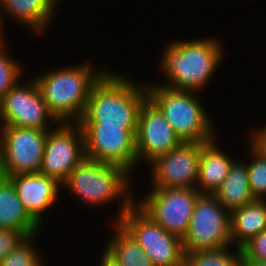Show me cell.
<instances>
[{
	"label": "cell",
	"instance_id": "6da1fadb",
	"mask_svg": "<svg viewBox=\"0 0 266 266\" xmlns=\"http://www.w3.org/2000/svg\"><path fill=\"white\" fill-rule=\"evenodd\" d=\"M221 43L209 36L169 41L159 61V68L166 78L160 84L174 90L201 93L225 57Z\"/></svg>",
	"mask_w": 266,
	"mask_h": 266
},
{
	"label": "cell",
	"instance_id": "7a4b0ae2",
	"mask_svg": "<svg viewBox=\"0 0 266 266\" xmlns=\"http://www.w3.org/2000/svg\"><path fill=\"white\" fill-rule=\"evenodd\" d=\"M108 70L93 86L78 123H102L137 129L140 107L147 99L146 84Z\"/></svg>",
	"mask_w": 266,
	"mask_h": 266
},
{
	"label": "cell",
	"instance_id": "3957f363",
	"mask_svg": "<svg viewBox=\"0 0 266 266\" xmlns=\"http://www.w3.org/2000/svg\"><path fill=\"white\" fill-rule=\"evenodd\" d=\"M85 61L75 66L49 70L34 76L49 112L59 122H79L93 86L109 68H98Z\"/></svg>",
	"mask_w": 266,
	"mask_h": 266
},
{
	"label": "cell",
	"instance_id": "277c9868",
	"mask_svg": "<svg viewBox=\"0 0 266 266\" xmlns=\"http://www.w3.org/2000/svg\"><path fill=\"white\" fill-rule=\"evenodd\" d=\"M132 175L123 167L84 158L61 185L67 192L80 199L84 206L105 207L114 200H121L115 222L132 206L135 197L131 192ZM73 193V194H72ZM134 197V198H132ZM134 199V200H133ZM108 203V204H107Z\"/></svg>",
	"mask_w": 266,
	"mask_h": 266
},
{
	"label": "cell",
	"instance_id": "5b68a950",
	"mask_svg": "<svg viewBox=\"0 0 266 266\" xmlns=\"http://www.w3.org/2000/svg\"><path fill=\"white\" fill-rule=\"evenodd\" d=\"M145 83L147 98L160 110L182 142L207 143L216 138V126L199 100V92L174 90L158 82Z\"/></svg>",
	"mask_w": 266,
	"mask_h": 266
},
{
	"label": "cell",
	"instance_id": "8992f818",
	"mask_svg": "<svg viewBox=\"0 0 266 266\" xmlns=\"http://www.w3.org/2000/svg\"><path fill=\"white\" fill-rule=\"evenodd\" d=\"M147 252L154 266H183L182 239L164 230L135 203L117 222Z\"/></svg>",
	"mask_w": 266,
	"mask_h": 266
},
{
	"label": "cell",
	"instance_id": "52a82bcc",
	"mask_svg": "<svg viewBox=\"0 0 266 266\" xmlns=\"http://www.w3.org/2000/svg\"><path fill=\"white\" fill-rule=\"evenodd\" d=\"M232 247L230 212L213 194H200L182 238L184 253Z\"/></svg>",
	"mask_w": 266,
	"mask_h": 266
},
{
	"label": "cell",
	"instance_id": "ba28073f",
	"mask_svg": "<svg viewBox=\"0 0 266 266\" xmlns=\"http://www.w3.org/2000/svg\"><path fill=\"white\" fill-rule=\"evenodd\" d=\"M84 134L85 157L123 167L132 174L137 167L136 131L102 123H79ZM132 171V172H131Z\"/></svg>",
	"mask_w": 266,
	"mask_h": 266
},
{
	"label": "cell",
	"instance_id": "9c48e42d",
	"mask_svg": "<svg viewBox=\"0 0 266 266\" xmlns=\"http://www.w3.org/2000/svg\"><path fill=\"white\" fill-rule=\"evenodd\" d=\"M134 203L164 230L181 239L192 217L197 189L151 188Z\"/></svg>",
	"mask_w": 266,
	"mask_h": 266
},
{
	"label": "cell",
	"instance_id": "30bf717a",
	"mask_svg": "<svg viewBox=\"0 0 266 266\" xmlns=\"http://www.w3.org/2000/svg\"><path fill=\"white\" fill-rule=\"evenodd\" d=\"M47 133L40 173L63 184L85 157L83 130L78 122H62Z\"/></svg>",
	"mask_w": 266,
	"mask_h": 266
},
{
	"label": "cell",
	"instance_id": "8fae6325",
	"mask_svg": "<svg viewBox=\"0 0 266 266\" xmlns=\"http://www.w3.org/2000/svg\"><path fill=\"white\" fill-rule=\"evenodd\" d=\"M20 82L21 80L0 100V126L50 131L52 125L59 122L49 112L36 81L29 79L28 83Z\"/></svg>",
	"mask_w": 266,
	"mask_h": 266
},
{
	"label": "cell",
	"instance_id": "7c38bea8",
	"mask_svg": "<svg viewBox=\"0 0 266 266\" xmlns=\"http://www.w3.org/2000/svg\"><path fill=\"white\" fill-rule=\"evenodd\" d=\"M201 143L182 142L155 158L150 168L152 188L196 189Z\"/></svg>",
	"mask_w": 266,
	"mask_h": 266
},
{
	"label": "cell",
	"instance_id": "4fadbf2b",
	"mask_svg": "<svg viewBox=\"0 0 266 266\" xmlns=\"http://www.w3.org/2000/svg\"><path fill=\"white\" fill-rule=\"evenodd\" d=\"M8 176L39 173L49 130L0 126Z\"/></svg>",
	"mask_w": 266,
	"mask_h": 266
},
{
	"label": "cell",
	"instance_id": "5bb4252c",
	"mask_svg": "<svg viewBox=\"0 0 266 266\" xmlns=\"http://www.w3.org/2000/svg\"><path fill=\"white\" fill-rule=\"evenodd\" d=\"M135 137L138 164L140 160L149 164L182 143L160 110L148 98L140 107Z\"/></svg>",
	"mask_w": 266,
	"mask_h": 266
},
{
	"label": "cell",
	"instance_id": "9a60e30c",
	"mask_svg": "<svg viewBox=\"0 0 266 266\" xmlns=\"http://www.w3.org/2000/svg\"><path fill=\"white\" fill-rule=\"evenodd\" d=\"M7 178L14 185L18 198L29 216L39 226L42 225L43 214L49 210L48 208L51 209V206L59 199L61 184L40 172L18 174Z\"/></svg>",
	"mask_w": 266,
	"mask_h": 266
},
{
	"label": "cell",
	"instance_id": "2e32d148",
	"mask_svg": "<svg viewBox=\"0 0 266 266\" xmlns=\"http://www.w3.org/2000/svg\"><path fill=\"white\" fill-rule=\"evenodd\" d=\"M60 2L61 0H0L1 24L4 23L3 16L6 13L14 22L18 21L20 25L26 26L33 32L31 34L42 35L50 27L53 15L57 14L55 12L60 10Z\"/></svg>",
	"mask_w": 266,
	"mask_h": 266
},
{
	"label": "cell",
	"instance_id": "e0dca14e",
	"mask_svg": "<svg viewBox=\"0 0 266 266\" xmlns=\"http://www.w3.org/2000/svg\"><path fill=\"white\" fill-rule=\"evenodd\" d=\"M217 138L201 143V154L199 160L198 179L196 189L201 194H214L221 183L227 177L229 169L233 162L226 151L218 146ZM228 154V155H227Z\"/></svg>",
	"mask_w": 266,
	"mask_h": 266
},
{
	"label": "cell",
	"instance_id": "ac0fdd59",
	"mask_svg": "<svg viewBox=\"0 0 266 266\" xmlns=\"http://www.w3.org/2000/svg\"><path fill=\"white\" fill-rule=\"evenodd\" d=\"M40 227L25 210L12 182L8 178L0 180V229L27 237L38 234Z\"/></svg>",
	"mask_w": 266,
	"mask_h": 266
},
{
	"label": "cell",
	"instance_id": "d6986e66",
	"mask_svg": "<svg viewBox=\"0 0 266 266\" xmlns=\"http://www.w3.org/2000/svg\"><path fill=\"white\" fill-rule=\"evenodd\" d=\"M263 230H266V200L255 199L230 212L232 246L241 249Z\"/></svg>",
	"mask_w": 266,
	"mask_h": 266
},
{
	"label": "cell",
	"instance_id": "ffe728a7",
	"mask_svg": "<svg viewBox=\"0 0 266 266\" xmlns=\"http://www.w3.org/2000/svg\"><path fill=\"white\" fill-rule=\"evenodd\" d=\"M213 195L229 212L255 200L250 192L247 164L244 160L236 159L233 162L227 177Z\"/></svg>",
	"mask_w": 266,
	"mask_h": 266
},
{
	"label": "cell",
	"instance_id": "44dd1931",
	"mask_svg": "<svg viewBox=\"0 0 266 266\" xmlns=\"http://www.w3.org/2000/svg\"><path fill=\"white\" fill-rule=\"evenodd\" d=\"M104 250L120 266H154L147 252L117 222Z\"/></svg>",
	"mask_w": 266,
	"mask_h": 266
},
{
	"label": "cell",
	"instance_id": "7402d4cb",
	"mask_svg": "<svg viewBox=\"0 0 266 266\" xmlns=\"http://www.w3.org/2000/svg\"><path fill=\"white\" fill-rule=\"evenodd\" d=\"M230 248V249H229ZM190 251L185 254L186 266H240L241 249L234 247ZM229 250H232L229 251Z\"/></svg>",
	"mask_w": 266,
	"mask_h": 266
},
{
	"label": "cell",
	"instance_id": "603a6c76",
	"mask_svg": "<svg viewBox=\"0 0 266 266\" xmlns=\"http://www.w3.org/2000/svg\"><path fill=\"white\" fill-rule=\"evenodd\" d=\"M36 235L24 237L3 258L0 266H45L42 254L34 247Z\"/></svg>",
	"mask_w": 266,
	"mask_h": 266
},
{
	"label": "cell",
	"instance_id": "cb8c5ba5",
	"mask_svg": "<svg viewBox=\"0 0 266 266\" xmlns=\"http://www.w3.org/2000/svg\"><path fill=\"white\" fill-rule=\"evenodd\" d=\"M251 158L247 164L248 181L254 199L266 200V158L250 146Z\"/></svg>",
	"mask_w": 266,
	"mask_h": 266
},
{
	"label": "cell",
	"instance_id": "d4e9b609",
	"mask_svg": "<svg viewBox=\"0 0 266 266\" xmlns=\"http://www.w3.org/2000/svg\"><path fill=\"white\" fill-rule=\"evenodd\" d=\"M6 49V43L0 46V100L20 81L24 69L22 64L9 56L10 54L5 51Z\"/></svg>",
	"mask_w": 266,
	"mask_h": 266
},
{
	"label": "cell",
	"instance_id": "484cf974",
	"mask_svg": "<svg viewBox=\"0 0 266 266\" xmlns=\"http://www.w3.org/2000/svg\"><path fill=\"white\" fill-rule=\"evenodd\" d=\"M240 260L266 261V230L253 237L241 248Z\"/></svg>",
	"mask_w": 266,
	"mask_h": 266
},
{
	"label": "cell",
	"instance_id": "4316f807",
	"mask_svg": "<svg viewBox=\"0 0 266 266\" xmlns=\"http://www.w3.org/2000/svg\"><path fill=\"white\" fill-rule=\"evenodd\" d=\"M24 237L20 232L0 229V263Z\"/></svg>",
	"mask_w": 266,
	"mask_h": 266
},
{
	"label": "cell",
	"instance_id": "83f0119b",
	"mask_svg": "<svg viewBox=\"0 0 266 266\" xmlns=\"http://www.w3.org/2000/svg\"><path fill=\"white\" fill-rule=\"evenodd\" d=\"M251 135L250 146L262 157L266 158V125L259 128V130H253Z\"/></svg>",
	"mask_w": 266,
	"mask_h": 266
},
{
	"label": "cell",
	"instance_id": "f1b7e54d",
	"mask_svg": "<svg viewBox=\"0 0 266 266\" xmlns=\"http://www.w3.org/2000/svg\"><path fill=\"white\" fill-rule=\"evenodd\" d=\"M99 266H120L116 260L111 257L105 250L103 251V254L99 260ZM97 265V266H98Z\"/></svg>",
	"mask_w": 266,
	"mask_h": 266
},
{
	"label": "cell",
	"instance_id": "f546056e",
	"mask_svg": "<svg viewBox=\"0 0 266 266\" xmlns=\"http://www.w3.org/2000/svg\"><path fill=\"white\" fill-rule=\"evenodd\" d=\"M5 178H7V174L4 165V147L2 139L0 137V180H3Z\"/></svg>",
	"mask_w": 266,
	"mask_h": 266
},
{
	"label": "cell",
	"instance_id": "4dcf8cb0",
	"mask_svg": "<svg viewBox=\"0 0 266 266\" xmlns=\"http://www.w3.org/2000/svg\"><path fill=\"white\" fill-rule=\"evenodd\" d=\"M240 266H266V261L240 260Z\"/></svg>",
	"mask_w": 266,
	"mask_h": 266
},
{
	"label": "cell",
	"instance_id": "1f68e13d",
	"mask_svg": "<svg viewBox=\"0 0 266 266\" xmlns=\"http://www.w3.org/2000/svg\"><path fill=\"white\" fill-rule=\"evenodd\" d=\"M3 26L4 25H2L1 24V21H0V46H2L3 44H5L6 43V40H5V36H4V34H3Z\"/></svg>",
	"mask_w": 266,
	"mask_h": 266
}]
</instances>
